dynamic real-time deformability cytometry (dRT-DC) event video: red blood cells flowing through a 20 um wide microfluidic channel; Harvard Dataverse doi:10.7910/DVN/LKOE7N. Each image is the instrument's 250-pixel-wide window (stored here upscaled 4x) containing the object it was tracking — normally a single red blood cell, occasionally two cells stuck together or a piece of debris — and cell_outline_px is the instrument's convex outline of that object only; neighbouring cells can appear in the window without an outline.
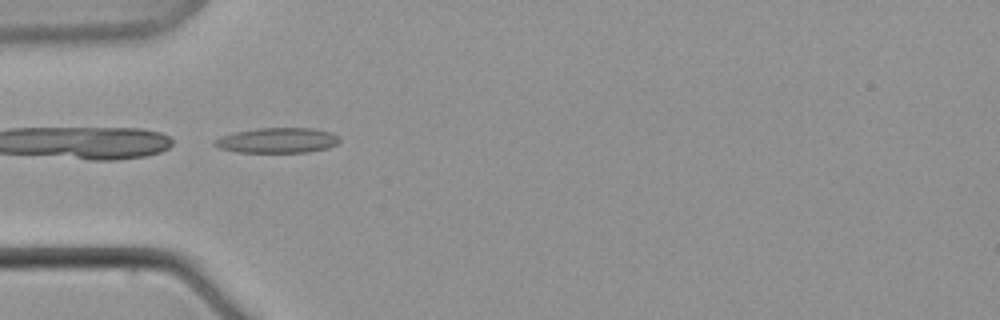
{"species": "common noctule bat (a hibernating species)", "species_latin": "Nyctalus noctula", "temperature_condition": "warm", "stored_images_in_passage": 7, "camera_frame_rate_fps": 3000, "um_per_image_px": 0.085, "animal": {"sex": "male", "body_mass_g": 21.5, "forearm_length_mm": 52.0}, "frame": {"image": 1, "passage_image": 6, "time_ms": 7.0, "image_size_px": [1000, 320], "cell_outline_px": [[340, 140], [336, 144], [328, 148], [308, 152], [236, 152], [220, 148], [212, 144], [220, 136], [236, 132], [256, 128], [312, 128], [332, 132], [340, 136]], "centroid_in_image_um": [23.61, 11.93], "position_along_channel_um": 61.4, "area_um2": 18.38}}